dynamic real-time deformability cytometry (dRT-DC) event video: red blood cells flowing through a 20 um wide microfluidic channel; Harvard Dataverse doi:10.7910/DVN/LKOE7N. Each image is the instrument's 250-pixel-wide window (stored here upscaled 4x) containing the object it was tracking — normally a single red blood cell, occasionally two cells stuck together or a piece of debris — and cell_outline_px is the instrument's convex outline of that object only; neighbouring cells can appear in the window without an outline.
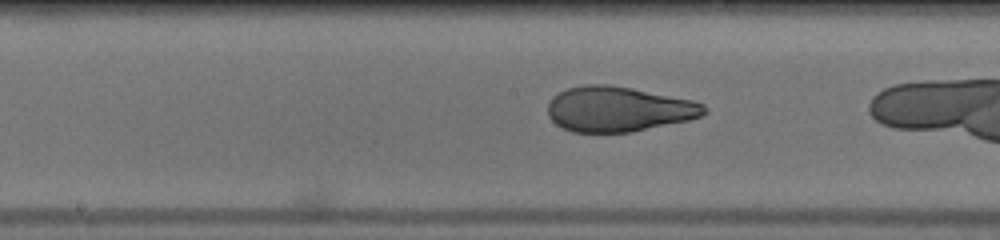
{"species": "human", "species_latin": "Homo sapiens", "temperature_condition": "warm", "stored_images_in_passage": 35, "camera_frame_rate_fps": 3000, "um_per_image_px": 0.085, "donor": {"sex": "male"}, "frame": {"image": 1, "passage_image": 22, "time_ms": 7.0, "image_size_px": [1000, 240], "cell_outline_px": [[708, 112], [700, 116], [688, 120], [632, 132], [572, 132], [556, 124], [548, 116], [548, 104], [552, 96], [568, 88], [584, 84], [608, 84], [632, 88], [692, 100], [704, 104], [708, 108]], "centroid_in_image_um": [52.57, 9.27], "position_along_channel_um": 195.6, "area_um2": 41.15}}
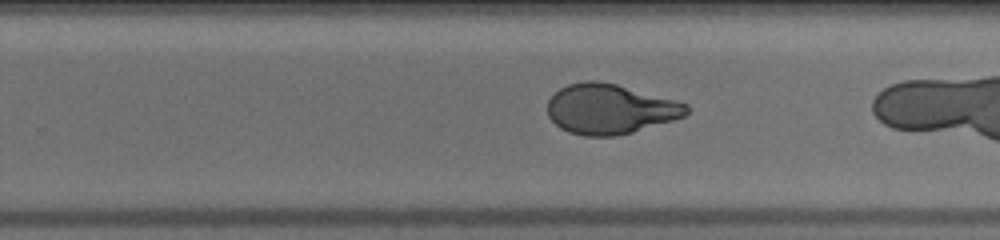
{"frame": {"image": 2, "passage_image": 28, "time_ms": 9.0, "image_size_px": [1000, 240], "cell_outline_px": [[688, 112], [684, 116], [672, 120], [632, 132], [616, 136], [584, 136], [568, 132], [560, 128], [548, 116], [548, 100], [560, 88], [568, 84], [588, 80], [596, 80], [616, 84], [676, 100], [688, 104]], "centroid_in_image_um": [51.83, 9.26], "position_along_channel_um": 278.0, "area_um2": 40.29}}
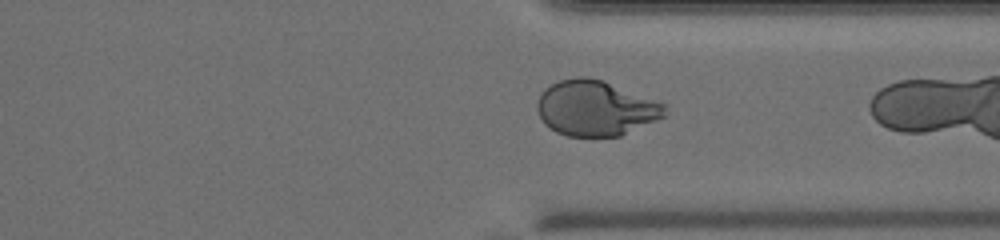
{"frame": {"image": 3, "passage_image": 34, "time_ms": 11.0, "image_size_px": [1000, 240], "cell_outline_px": [[668, 116], [620, 136], [568, 136], [556, 132], [544, 124], [536, 108], [536, 104], [540, 92], [544, 88], [560, 80], [576, 76], [588, 76], [604, 80], [668, 104]], "centroid_in_image_um": [50.67, 9.18], "position_along_channel_um": 360.7, "area_um2": 41.91}}